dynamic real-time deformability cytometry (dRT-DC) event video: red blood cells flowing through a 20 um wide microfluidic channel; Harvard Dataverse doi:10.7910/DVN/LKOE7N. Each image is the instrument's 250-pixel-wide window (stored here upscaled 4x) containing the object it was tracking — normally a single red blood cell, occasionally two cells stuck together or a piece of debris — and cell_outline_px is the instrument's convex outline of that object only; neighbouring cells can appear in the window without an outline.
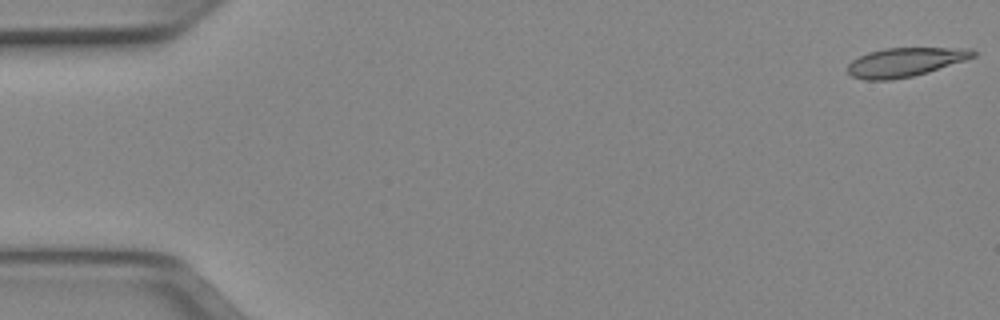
{"species": "Egyptian fruit bat (a non-hibernating species)", "species_latin": "Rousettus aegyptiacus", "temperature_condition": "cold", "stored_images_in_passage": 51, "camera_frame_rate_fps": 3000, "um_per_image_px": 0.085, "animal": {"sex": "female"}, "frame": {"image": 1, "passage_image": 1, "time_ms": 0.0, "image_size_px": [1000, 320], "cell_outline_px": [[976, 56], [928, 72], [912, 76], [892, 80], [864, 80], [852, 76], [848, 72], [848, 64], [852, 60], [868, 52], [884, 48], [972, 48], [976, 52]], "centroid_in_image_um": [76.92, 5.28], "position_along_channel_um": 8.1, "area_um2": 21.1}}
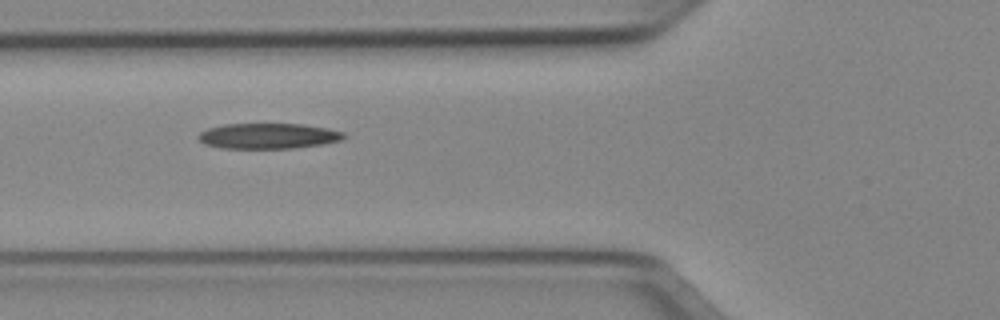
{"frame": {"image": 2, "passage_image": 19, "time_ms": 6.0, "image_size_px": [1000, 320], "cell_outline_px": [[348, 136], [340, 140], [324, 144], [292, 148], [224, 148], [204, 144], [196, 136], [200, 132], [208, 128], [224, 124], [304, 124], [328, 128], [344, 132]], "centroid_in_image_um": [22.82, 11.55], "position_along_channel_um": 103.0, "area_um2": 21.68}}
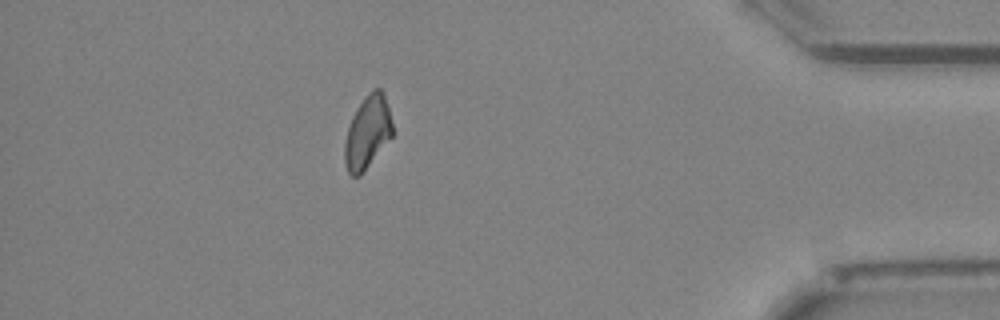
{"frame": {"image": 3, "passage_image": 45, "time_ms": 14.667, "image_size_px": [1000, 320], "cell_outline_px": [[392, 136], [360, 176], [352, 176], [348, 172], [344, 164], [344, 144], [348, 128], [352, 116], [356, 108], [364, 96], [372, 88], [380, 88], [384, 92], [392, 124]], "centroid_in_image_um": [31.22, 11.22], "position_along_channel_um": 404.0, "area_um2": 20.29}, "authors_computed_cell_mechanics": {"area_um2": 21.5016, "velocity_mm_per_s": 3.9627, "shape_relaxation_time_tau1_ms": null, "shape_relaxation_time_tau2_ms": 4.8284, "deformation_change_tau1": null, "deformation_change_tau2": 0.1209}}